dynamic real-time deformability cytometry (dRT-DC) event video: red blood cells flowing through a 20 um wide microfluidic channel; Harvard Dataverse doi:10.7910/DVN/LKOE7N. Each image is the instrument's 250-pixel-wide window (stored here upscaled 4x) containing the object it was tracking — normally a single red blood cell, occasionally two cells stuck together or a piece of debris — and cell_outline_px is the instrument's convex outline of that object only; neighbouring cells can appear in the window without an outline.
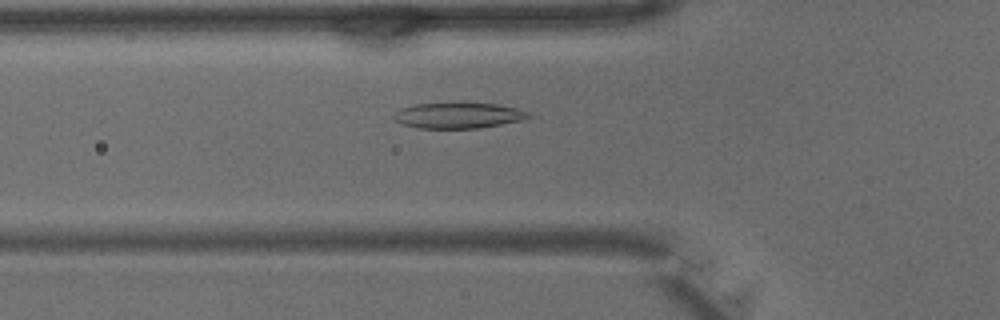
{"species": "common noctule bat (a hibernating species)", "species_latin": "Nyctalus noctula", "temperature_condition": "warm", "stored_images_in_passage": 37, "camera_frame_rate_fps": 3000, "um_per_image_px": 0.085, "animal": {"sex": "male", "body_mass_g": 15.6}, "frame": {"image": 1, "passage_image": 11, "time_ms": 3.333, "image_size_px": [1000, 320], "cell_outline_px": [[512, 120], [496, 124], [468, 128], [428, 128], [408, 124], [412, 108], [428, 104], [488, 104], [508, 108]], "centroid_in_image_um": [38.95, 9.84], "position_along_channel_um": 86.9, "area_um2": 15.49}}
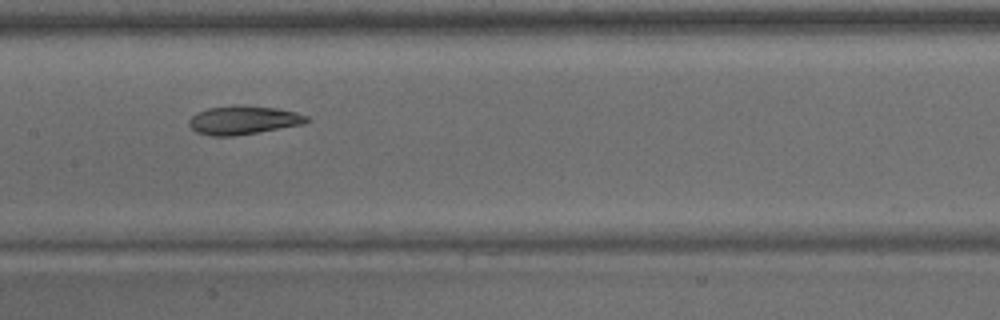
{"frame": {"image": 2, "passage_image": 17, "time_ms": 5.333, "image_size_px": [1000, 320], "cell_outline_px": [[308, 120], [292, 124], [252, 132], [200, 132], [192, 124], [192, 120], [196, 116], [212, 108], [268, 108], [292, 112]], "centroid_in_image_um": [20.71, 10.18], "position_along_channel_um": 186.7, "area_um2": 15.55}}
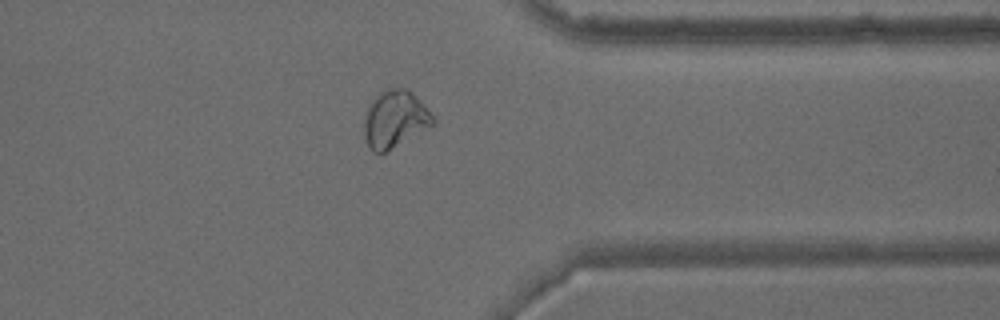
{"frame": {"image": 3, "passage_image": 29, "time_ms": 9.333, "image_size_px": [1000, 320], "cell_outline_px": [[428, 112], [424, 120], [384, 152], [380, 152], [372, 148], [368, 144], [368, 116], [372, 108], [388, 92], [396, 92], [416, 104]], "centroid_in_image_um": [33.37, 10.25], "position_along_channel_um": 378.0, "area_um2": 16.3}}